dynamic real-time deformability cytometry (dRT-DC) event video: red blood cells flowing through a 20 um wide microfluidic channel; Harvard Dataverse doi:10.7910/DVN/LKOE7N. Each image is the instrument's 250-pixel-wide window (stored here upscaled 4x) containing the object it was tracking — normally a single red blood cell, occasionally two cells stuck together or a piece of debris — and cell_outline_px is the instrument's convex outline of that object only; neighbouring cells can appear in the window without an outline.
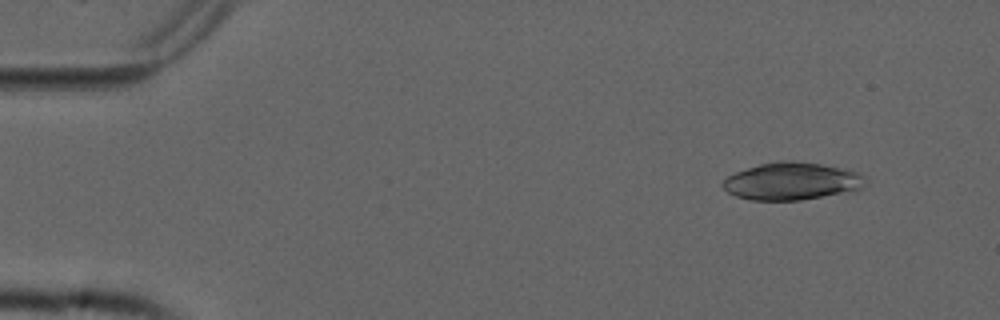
{"species": "common noctule bat (a hibernating species)", "species_latin": "Nyctalus noctula", "temperature_condition": "cold", "stored_images_in_passage": 54, "camera_frame_rate_fps": 3000, "um_per_image_px": 0.085, "animal": {"sex": "male", "forearm_length_mm": 52.5}, "frame": {"image": 1, "passage_image": 6, "time_ms": 1.667, "image_size_px": [1000, 320], "cell_outline_px": [[856, 188], [820, 196], [796, 200], [752, 200], [736, 196], [728, 192], [724, 188], [724, 180], [728, 176], [736, 172], [760, 164], [816, 164], [836, 168], [852, 172], [856, 176]], "centroid_in_image_um": [67.03, 15.45], "position_along_channel_um": 18.0, "area_um2": 28.09}}
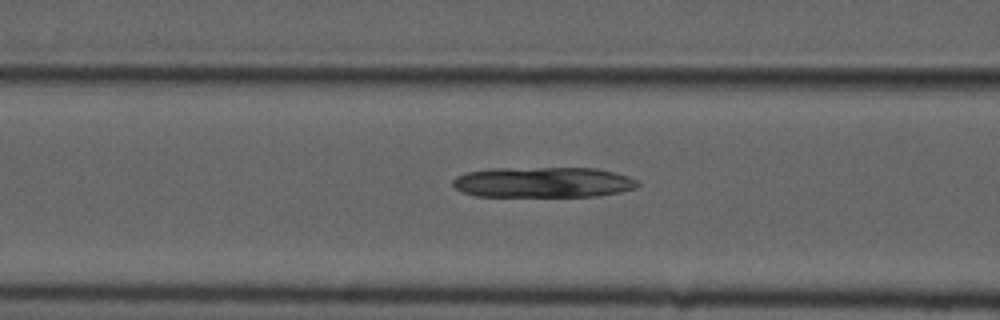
{"frame": {"image": 2, "passage_image": 22, "time_ms": 7.0, "image_size_px": [1000, 320], "cell_outline_px": [[640, 184], [636, 188], [616, 192], [592, 196], [476, 196], [464, 192], [456, 188], [452, 184], [452, 180], [456, 176], [468, 172], [500, 168], [596, 168], [628, 176], [636, 180]], "centroid_in_image_um": [46.15, 15.49], "position_along_channel_um": 120.5, "area_um2": 32.54}}
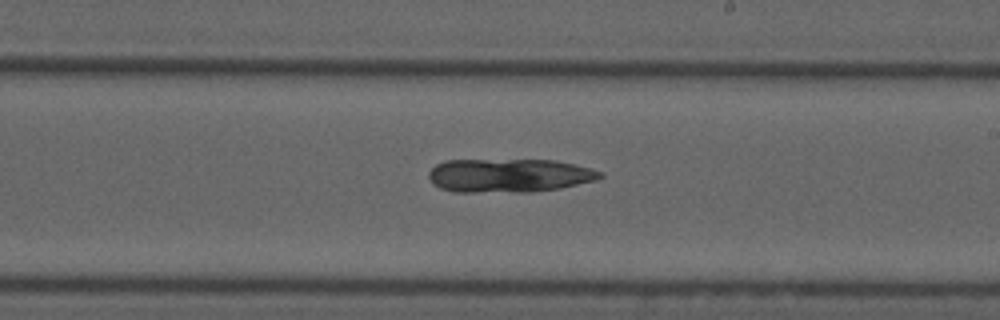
{"frame": {"image": 3, "passage_image": 32, "time_ms": 10.333, "image_size_px": [1000, 320], "cell_outline_px": [[604, 176], [592, 180], [576, 184], [556, 188], [472, 192], [456, 192], [440, 188], [428, 176], [428, 172], [436, 164], [448, 160], [552, 160], [572, 164], [588, 168], [600, 172]], "centroid_in_image_um": [43.18, 14.88], "position_along_channel_um": 245.8, "area_um2": 32.25}}